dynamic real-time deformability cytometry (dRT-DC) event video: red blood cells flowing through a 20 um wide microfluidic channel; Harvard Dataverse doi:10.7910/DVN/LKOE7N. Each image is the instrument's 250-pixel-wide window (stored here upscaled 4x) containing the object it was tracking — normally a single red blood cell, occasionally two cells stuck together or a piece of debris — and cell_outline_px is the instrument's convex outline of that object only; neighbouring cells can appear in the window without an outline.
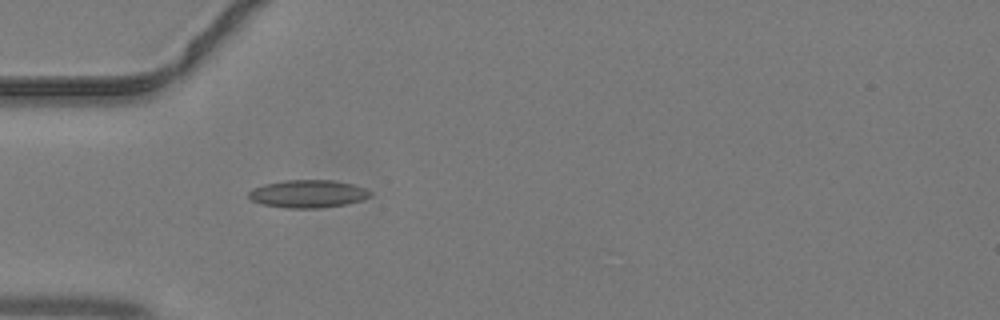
{"species": "common noctule bat (a hibernating species)", "species_latin": "Nyctalus noctula", "temperature_condition": "warm", "stored_images_in_passage": 13, "camera_frame_rate_fps": 3000, "um_per_image_px": 0.085, "animal": {"sex": "male", "body_mass_g": 19.2, "forearm_length_mm": 51.8}, "frame": {"image": 1, "passage_image": 1, "time_ms": 0.0, "image_size_px": [1000, 320], "cell_outline_px": [[372, 196], [364, 200], [344, 204], [320, 208], [288, 208], [260, 204], [252, 200], [248, 196], [248, 192], [252, 188], [264, 184], [284, 180], [336, 180], [352, 184], [364, 188], [372, 192]], "centroid_in_image_um": [26.18, 16.47], "position_along_channel_um": 58.8, "area_um2": 19.83}}
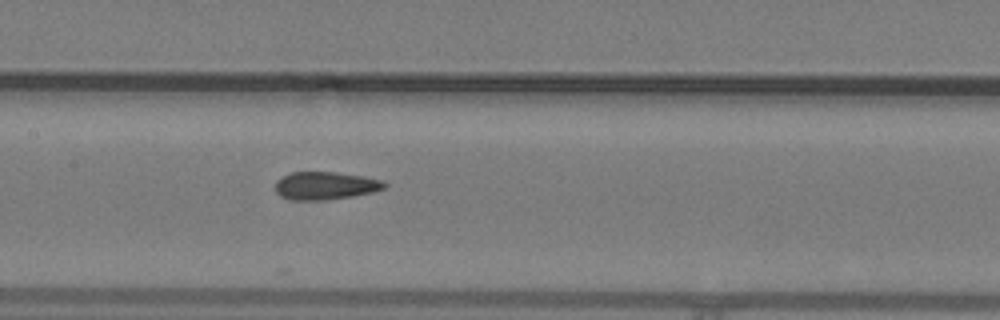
{"frame": {"image": 2, "passage_image": 9, "time_ms": 2.667, "image_size_px": [1000, 320], "cell_outline_px": [[388, 184], [384, 188], [372, 192], [352, 196], [320, 200], [292, 200], [280, 196], [276, 192], [276, 180], [280, 176], [292, 172], [336, 172], [364, 176], [384, 180]], "centroid_in_image_um": [27.65, 15.77], "position_along_channel_um": 179.8, "area_um2": 17.8}}
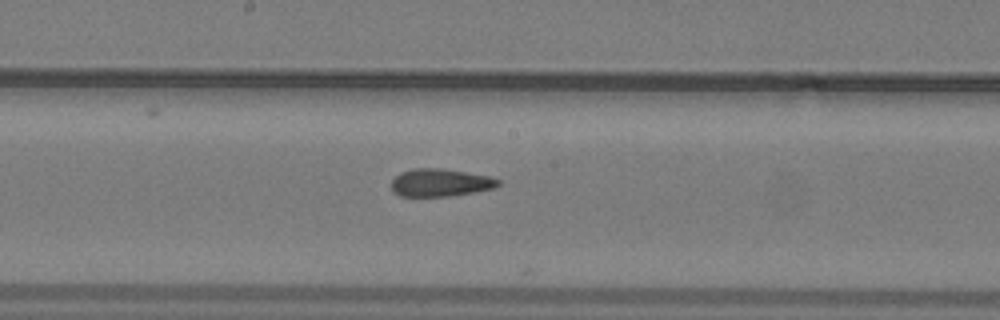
{"frame": {"image": 3, "passage_image": 11, "time_ms": 3.333, "image_size_px": [1000, 320], "cell_outline_px": [[500, 184], [496, 188], [448, 196], [400, 196], [392, 192], [392, 180], [400, 172], [412, 168], [440, 168], [488, 176], [500, 180]], "centroid_in_image_um": [37.4, 15.52], "position_along_channel_um": 210.8, "area_um2": 17.17}}